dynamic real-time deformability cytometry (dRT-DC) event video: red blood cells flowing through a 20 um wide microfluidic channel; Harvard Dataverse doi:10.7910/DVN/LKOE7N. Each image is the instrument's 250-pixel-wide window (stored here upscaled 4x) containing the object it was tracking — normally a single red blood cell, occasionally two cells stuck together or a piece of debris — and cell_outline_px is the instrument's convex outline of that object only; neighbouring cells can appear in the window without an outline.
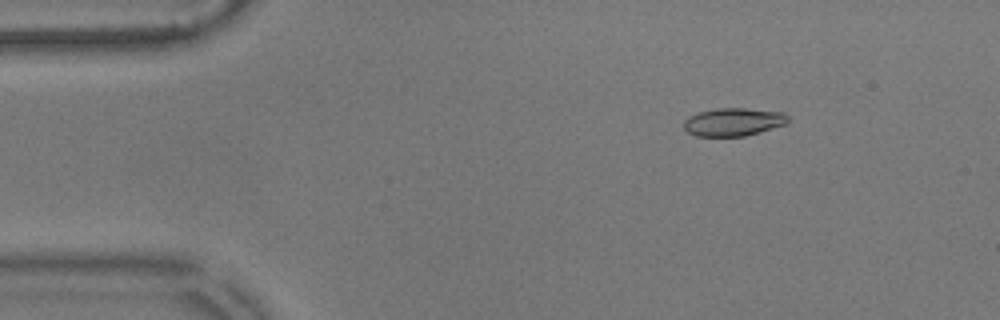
{"species": "common noctule bat (a hibernating species)", "species_latin": "Nyctalus noctula", "temperature_condition": "warm", "stored_images_in_passage": 53, "camera_frame_rate_fps": 3000, "um_per_image_px": 0.085, "animal": {"sex": "male", "body_mass_g": 17.9}, "frame": {"image": 1, "passage_image": 5, "time_ms": 1.333, "image_size_px": [1000, 320], "cell_outline_px": [[788, 120], [784, 124], [760, 132], [744, 136], [696, 136], [688, 132], [684, 128], [684, 120], [688, 116], [700, 112], [716, 108], [744, 108], [784, 112], [788, 116]], "centroid_in_image_um": [62.32, 10.36], "position_along_channel_um": 22.7, "area_um2": 16.94}}
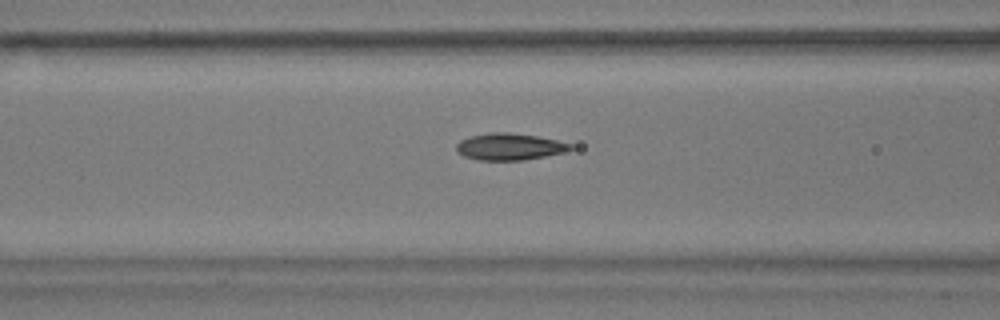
{"frame": {"image": 2, "passage_image": 19, "time_ms": 6.0, "image_size_px": [1000, 320], "cell_outline_px": [[576, 148], [564, 152], [524, 160], [480, 160], [464, 156], [456, 152], [456, 144], [460, 140], [472, 136], [492, 132], [508, 132], [536, 136], [556, 140], [572, 144]], "centroid_in_image_um": [43.31, 12.47], "position_along_channel_um": 123.3, "area_um2": 17.74}}
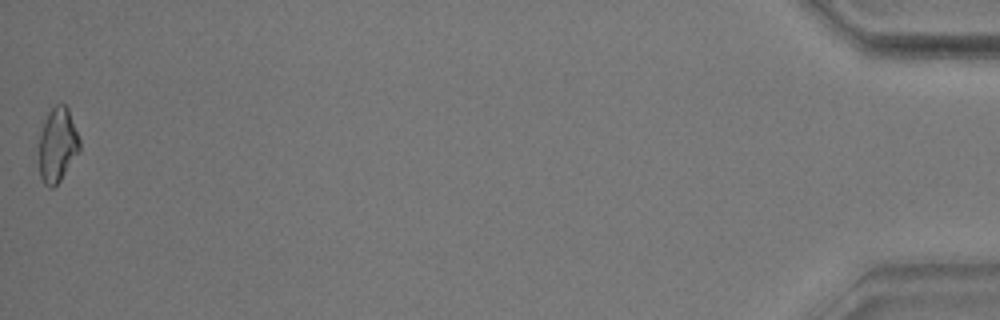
{"frame": {"image": 3, "passage_image": 53, "time_ms": 17.333, "image_size_px": [1000, 320], "cell_outline_px": [[80, 152], [60, 180], [52, 188], [48, 188], [44, 184], [40, 176], [40, 132], [44, 120], [48, 112], [56, 104], [64, 104], [68, 108], [80, 140]], "centroid_in_image_um": [4.9, 12.32], "position_along_channel_um": 430.3, "area_um2": 17.57}, "authors_computed_cell_mechanics": {"area_um2": 17.34, "velocity_mm_per_s": 3.5933, "shape_relaxation_time_tau1_ms": 6.0499, "shape_relaxation_time_tau2_ms": 3.1781, "deformation_change_tau1": 0.1464, "deformation_change_tau2": 0.0927}}